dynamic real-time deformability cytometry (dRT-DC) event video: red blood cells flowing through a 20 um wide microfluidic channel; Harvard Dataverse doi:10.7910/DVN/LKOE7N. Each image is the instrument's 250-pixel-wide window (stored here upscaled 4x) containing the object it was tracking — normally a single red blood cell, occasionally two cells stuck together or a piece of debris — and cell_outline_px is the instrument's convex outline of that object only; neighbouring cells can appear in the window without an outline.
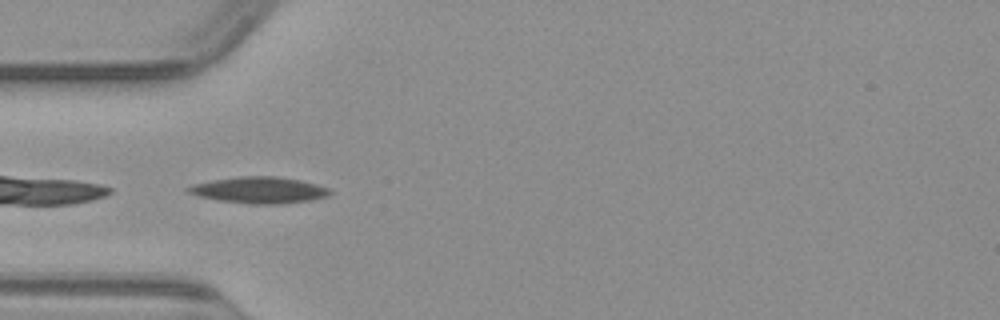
{"species": "common noctule bat (a hibernating species)", "species_latin": "Nyctalus noctula", "temperature_condition": "warm", "stored_images_in_passage": 37, "camera_frame_rate_fps": 3000, "um_per_image_px": 0.085, "animal": {"sex": "male", "body_mass_g": 23.1, "forearm_length_mm": 52.7}, "frame": {"image": 1, "passage_image": 2, "time_ms": 0.333, "image_size_px": [1000, 320], "cell_outline_px": [[332, 192], [328, 196], [308, 200], [276, 204], [248, 204], [220, 200], [200, 196], [188, 192], [184, 188], [192, 184], [240, 176], [276, 176], [300, 180], [316, 184], [328, 188]], "centroid_in_image_um": [22.03, 16.15], "position_along_channel_um": 63.0, "area_um2": 21.5}}
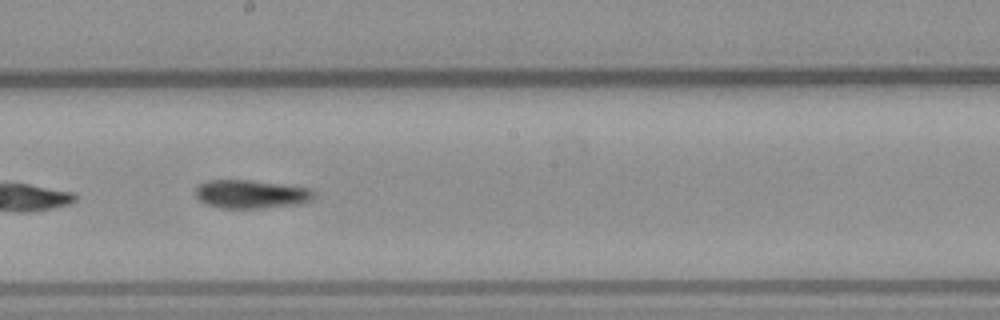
{"frame": {"image": 2, "passage_image": 14, "time_ms": 4.333, "image_size_px": [1000, 320], "cell_outline_px": [[316, 196], [312, 200], [300, 204], [264, 208], [220, 208], [204, 204], [196, 196], [196, 188], [200, 184], [208, 180], [248, 180], [312, 188], [316, 192]], "centroid_in_image_um": [21.38, 16.51], "position_along_channel_um": 226.8, "area_um2": 19.83}}
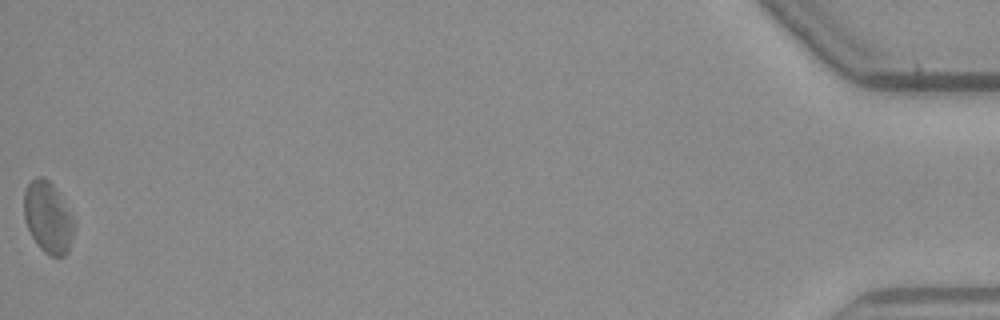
{"frame": {"image": 3, "passage_image": 37, "time_ms": 12.0, "image_size_px": [1000, 320], "cell_outline_px": [[76, 224], [72, 240], [68, 252], [64, 256], [52, 256], [44, 252], [40, 248], [32, 236], [24, 220], [24, 192], [28, 184], [36, 176], [44, 176], [52, 184], [72, 216]], "centroid_in_image_um": [4.08, 18.49], "position_along_channel_um": 431.1, "area_um2": 20.75}}